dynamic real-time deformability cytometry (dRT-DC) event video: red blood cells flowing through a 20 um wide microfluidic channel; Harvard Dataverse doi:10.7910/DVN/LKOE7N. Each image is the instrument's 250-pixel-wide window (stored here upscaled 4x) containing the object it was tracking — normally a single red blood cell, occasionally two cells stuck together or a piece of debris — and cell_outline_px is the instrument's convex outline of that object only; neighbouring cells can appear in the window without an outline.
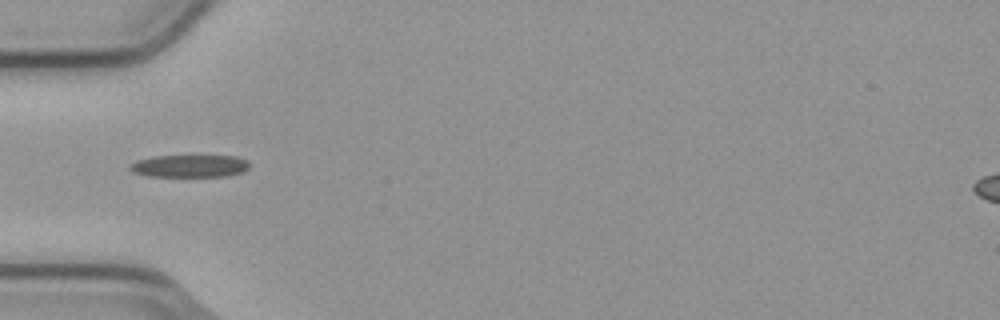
{"species": "common noctule bat (a hibernating species)", "species_latin": "Nyctalus noctula", "temperature_condition": "cold", "stored_images_in_passage": 3, "camera_frame_rate_fps": 3000, "um_per_image_px": 0.085, "animal": {"sex": "male", "body_mass_g": 23.1, "forearm_length_mm": 52.7}, "frame": {"image": 1, "passage_image": 2, "time_ms": 0.333, "image_size_px": [1000, 320], "cell_outline_px": [[248, 168], [244, 172], [224, 176], [148, 176], [132, 172], [128, 168], [128, 164], [136, 160], [152, 156], [236, 156], [248, 160]], "centroid_in_image_um": [16.08, 14.1], "position_along_channel_um": 68.9, "area_um2": 15.72}}
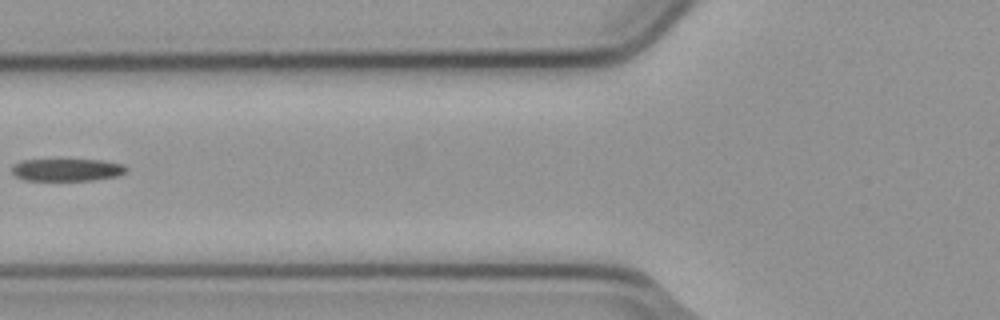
{"frame": {"image": 2, "passage_image": 3, "time_ms": 0.667, "image_size_px": [1000, 320], "cell_outline_px": [[124, 172], [116, 176], [92, 180], [24, 180], [16, 176], [12, 172], [12, 164], [20, 160], [104, 160], [120, 164], [124, 168]], "centroid_in_image_um": [5.6, 14.43], "position_along_channel_um": 120.2, "area_um2": 14.68}}